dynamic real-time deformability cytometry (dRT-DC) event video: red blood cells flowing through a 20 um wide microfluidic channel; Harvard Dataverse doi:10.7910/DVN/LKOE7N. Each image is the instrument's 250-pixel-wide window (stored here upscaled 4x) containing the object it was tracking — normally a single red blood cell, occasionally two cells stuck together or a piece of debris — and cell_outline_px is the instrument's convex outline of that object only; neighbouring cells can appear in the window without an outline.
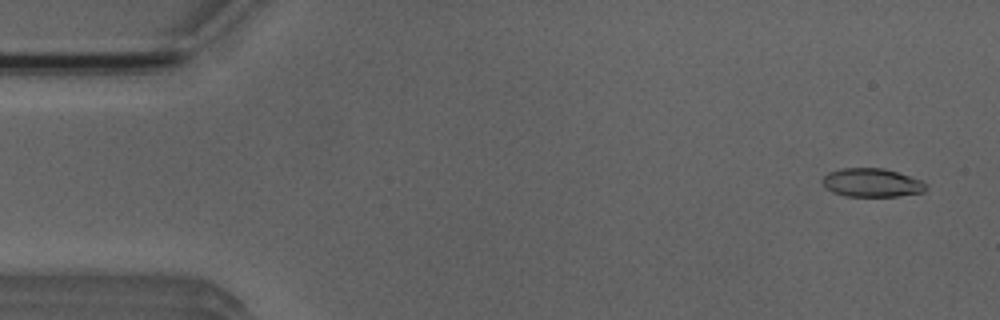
{"species": "Egyptian fruit bat (a non-hibernating species)", "species_latin": "Rousettus aegyptiacus", "temperature_condition": "room temperature", "stored_images_in_passage": 52, "camera_frame_rate_fps": 3000, "um_per_image_px": 0.085, "animal": {"sex": "male"}, "frame": {"image": 1, "passage_image": 3, "time_ms": 0.667, "image_size_px": [1000, 320], "cell_outline_px": [[924, 192], [896, 196], [844, 196], [832, 192], [824, 188], [820, 180], [828, 172], [840, 168], [884, 168], [920, 180], [924, 184]], "centroid_in_image_um": [74.0, 15.53], "position_along_channel_um": 11.0, "area_um2": 17.17}}
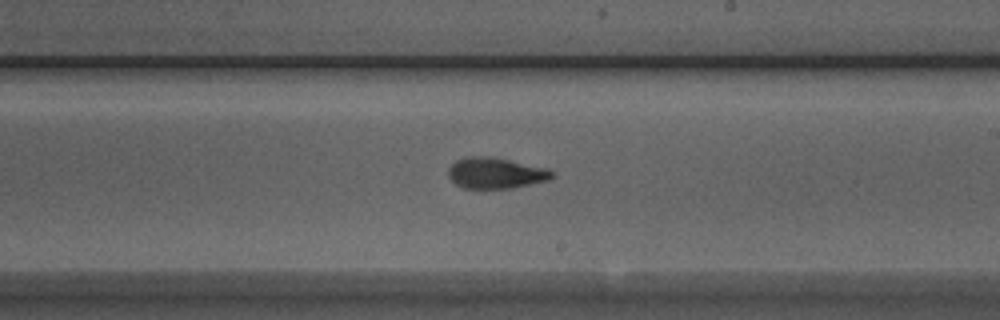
{"frame": {"image": 2, "passage_image": 30, "time_ms": 9.667, "image_size_px": [1000, 320], "cell_outline_px": [[556, 176], [548, 180], [512, 188], [464, 188], [456, 184], [448, 176], [448, 168], [456, 160], [464, 156], [488, 156], [508, 160], [544, 168], [552, 172]], "centroid_in_image_um": [42.08, 14.71], "position_along_channel_um": 246.9, "area_um2": 18.5}}
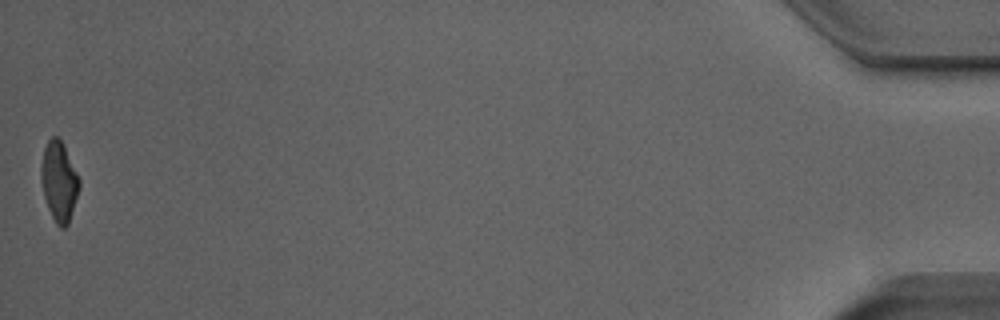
{"frame": {"image": 3, "passage_image": 52, "time_ms": 17.0, "image_size_px": [1000, 320], "cell_outline_px": [[80, 188], [68, 224], [64, 228], [60, 228], [56, 224], [48, 208], [44, 196], [40, 180], [40, 168], [44, 148], [48, 140], [52, 136], [56, 136], [64, 144], [80, 180]], "centroid_in_image_um": [5.01, 15.41], "position_along_channel_um": 430.2, "area_um2": 17.8}, "authors_computed_cell_mechanics": {"area_um2": 18.0914, "velocity_mm_per_s": 3.9318, "shape_relaxation_time_tau1_ms": 5.8092, "shape_relaxation_time_tau2_ms": 1.7144, "deformation_change_tau1": 0.218, "deformation_change_tau2": 0.0899}}